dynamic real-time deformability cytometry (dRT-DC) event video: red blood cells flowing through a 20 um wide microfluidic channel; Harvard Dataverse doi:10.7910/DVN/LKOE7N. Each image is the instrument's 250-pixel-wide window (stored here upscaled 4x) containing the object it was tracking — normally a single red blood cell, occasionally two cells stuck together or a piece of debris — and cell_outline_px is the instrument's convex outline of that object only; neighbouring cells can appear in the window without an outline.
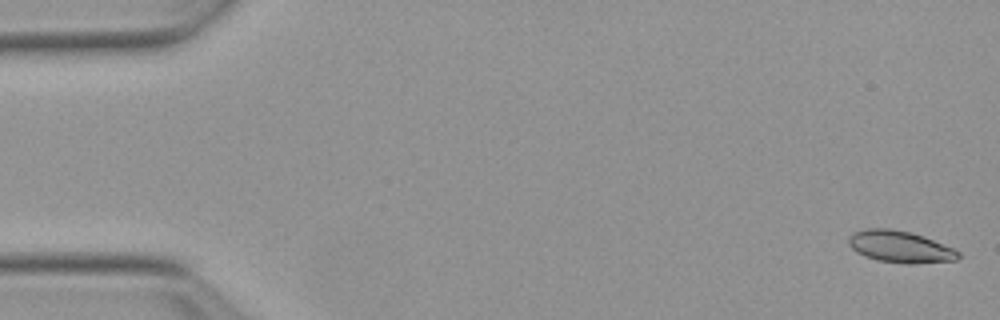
{"species": "Egyptian fruit bat (a non-hibernating species)", "species_latin": "Rousettus aegyptiacus", "temperature_condition": "warm", "stored_images_in_passage": 14, "camera_frame_rate_fps": 3000, "um_per_image_px": 0.085, "animal": {"sex": "female"}, "frame": {"image": 1, "passage_image": 2, "time_ms": 0.333, "image_size_px": [1000, 320], "cell_outline_px": [[960, 256], [956, 260], [916, 264], [904, 264], [876, 260], [864, 256], [856, 252], [848, 244], [848, 236], [856, 232], [868, 228], [888, 228], [912, 232], [924, 236], [952, 248], [960, 252]], "centroid_in_image_um": [76.5, 20.98], "position_along_channel_um": 8.5, "area_um2": 20.46}}
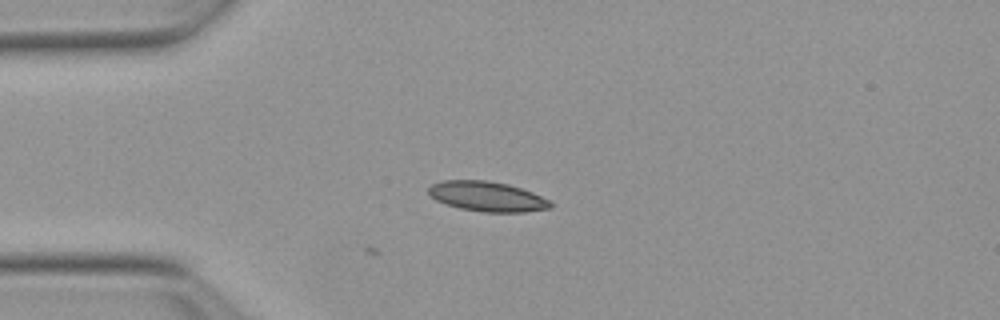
{"frame": {"image": 2, "passage_image": 14, "time_ms": 4.333, "image_size_px": [1000, 320], "cell_outline_px": [[552, 208], [524, 212], [484, 212], [460, 208], [436, 200], [428, 192], [428, 188], [432, 184], [440, 180], [488, 180], [508, 184], [532, 192], [548, 200], [552, 204]], "centroid_in_image_um": [41.4, 16.69], "position_along_channel_um": 43.6, "area_um2": 21.15}}